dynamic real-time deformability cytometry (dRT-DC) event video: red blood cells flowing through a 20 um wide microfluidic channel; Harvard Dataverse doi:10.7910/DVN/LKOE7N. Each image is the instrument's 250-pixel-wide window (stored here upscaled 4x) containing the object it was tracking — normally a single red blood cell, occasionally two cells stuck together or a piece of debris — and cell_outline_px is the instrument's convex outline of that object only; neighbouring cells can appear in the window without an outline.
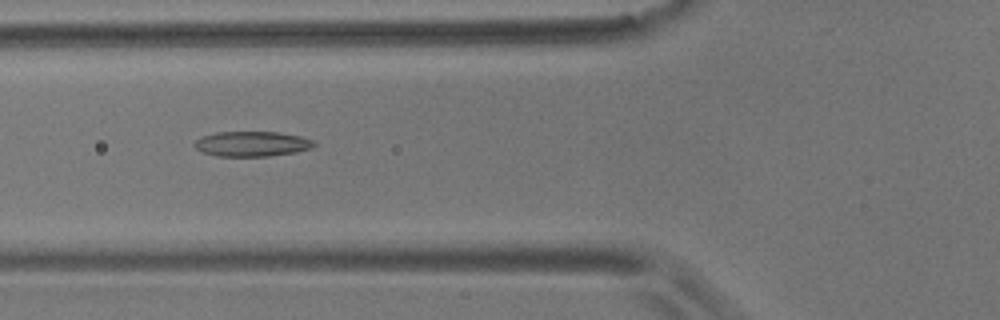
{"species": "common noctule bat (a hibernating species)", "species_latin": "Nyctalus noctula", "temperature_condition": "room temperature", "stored_images_in_passage": 7, "camera_frame_rate_fps": 3000, "um_per_image_px": 0.085, "animal": {"sex": "male", "body_mass_g": 17.9}, "frame": {"image": 1, "passage_image": 3, "time_ms": 2.333, "image_size_px": [1000, 320], "cell_outline_px": [[316, 144], [312, 148], [296, 152], [268, 156], [216, 156], [204, 152], [196, 148], [192, 144], [196, 140], [204, 136], [216, 132], [280, 132], [300, 136], [312, 140]], "centroid_in_image_um": [21.43, 12.23], "position_along_channel_um": 104.4, "area_um2": 17.4}}
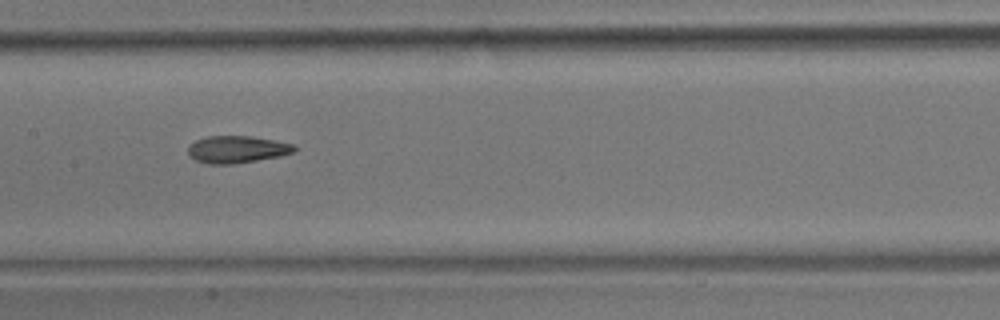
{"frame": {"image": 2, "passage_image": 5, "time_ms": 4.667, "image_size_px": [1000, 320], "cell_outline_px": [[296, 152], [280, 156], [232, 164], [208, 164], [196, 160], [188, 152], [188, 144], [196, 140], [208, 136], [252, 136], [296, 144]], "centroid_in_image_um": [20.17, 12.69], "position_along_channel_um": 187.2, "area_um2": 16.88}}
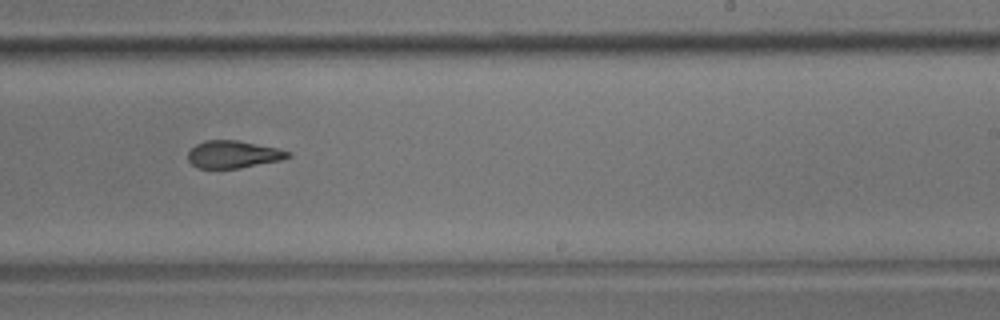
{"frame": {"image": 3, "passage_image": 7, "time_ms": 7.0, "image_size_px": [1000, 320], "cell_outline_px": [[292, 156], [280, 160], [240, 168], [196, 168], [188, 160], [188, 152], [196, 144], [204, 140], [236, 140], [276, 148], [292, 152]], "centroid_in_image_um": [19.81, 13.12], "position_along_channel_um": 269.2, "area_um2": 15.9}}